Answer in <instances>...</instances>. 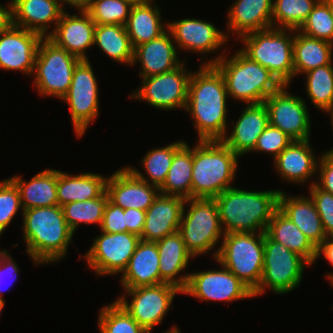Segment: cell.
Segmentation results:
<instances>
[{
    "label": "cell",
    "instance_id": "obj_18",
    "mask_svg": "<svg viewBox=\"0 0 333 333\" xmlns=\"http://www.w3.org/2000/svg\"><path fill=\"white\" fill-rule=\"evenodd\" d=\"M109 201L126 210L146 211L159 195V188L137 178L127 167L120 168L106 181Z\"/></svg>",
    "mask_w": 333,
    "mask_h": 333
},
{
    "label": "cell",
    "instance_id": "obj_55",
    "mask_svg": "<svg viewBox=\"0 0 333 333\" xmlns=\"http://www.w3.org/2000/svg\"><path fill=\"white\" fill-rule=\"evenodd\" d=\"M165 333H181L178 329V327H172V329H169V331H166Z\"/></svg>",
    "mask_w": 333,
    "mask_h": 333
},
{
    "label": "cell",
    "instance_id": "obj_12",
    "mask_svg": "<svg viewBox=\"0 0 333 333\" xmlns=\"http://www.w3.org/2000/svg\"><path fill=\"white\" fill-rule=\"evenodd\" d=\"M131 296L129 303L125 295L116 301L142 326L148 333L162 323L177 293H182L176 286L161 283L152 286L124 288ZM128 292V293H127Z\"/></svg>",
    "mask_w": 333,
    "mask_h": 333
},
{
    "label": "cell",
    "instance_id": "obj_45",
    "mask_svg": "<svg viewBox=\"0 0 333 333\" xmlns=\"http://www.w3.org/2000/svg\"><path fill=\"white\" fill-rule=\"evenodd\" d=\"M310 185V197L321 218L326 237L333 236V194L322 190L314 181Z\"/></svg>",
    "mask_w": 333,
    "mask_h": 333
},
{
    "label": "cell",
    "instance_id": "obj_37",
    "mask_svg": "<svg viewBox=\"0 0 333 333\" xmlns=\"http://www.w3.org/2000/svg\"><path fill=\"white\" fill-rule=\"evenodd\" d=\"M181 140L167 146L152 149L141 160V163L149 177H145L138 169L127 167L137 178L160 188L166 180L174 154L185 144ZM148 179V180H147ZM151 182V183H150Z\"/></svg>",
    "mask_w": 333,
    "mask_h": 333
},
{
    "label": "cell",
    "instance_id": "obj_23",
    "mask_svg": "<svg viewBox=\"0 0 333 333\" xmlns=\"http://www.w3.org/2000/svg\"><path fill=\"white\" fill-rule=\"evenodd\" d=\"M230 135L222 141L239 157L251 152L265 128L269 125L268 111L264 104H247L234 124Z\"/></svg>",
    "mask_w": 333,
    "mask_h": 333
},
{
    "label": "cell",
    "instance_id": "obj_46",
    "mask_svg": "<svg viewBox=\"0 0 333 333\" xmlns=\"http://www.w3.org/2000/svg\"><path fill=\"white\" fill-rule=\"evenodd\" d=\"M292 141L283 131L269 124L259 136L253 151L270 153L275 159Z\"/></svg>",
    "mask_w": 333,
    "mask_h": 333
},
{
    "label": "cell",
    "instance_id": "obj_11",
    "mask_svg": "<svg viewBox=\"0 0 333 333\" xmlns=\"http://www.w3.org/2000/svg\"><path fill=\"white\" fill-rule=\"evenodd\" d=\"M96 79L89 60H80L74 68L68 92L61 99L69 104L71 121L79 138L100 111Z\"/></svg>",
    "mask_w": 333,
    "mask_h": 333
},
{
    "label": "cell",
    "instance_id": "obj_54",
    "mask_svg": "<svg viewBox=\"0 0 333 333\" xmlns=\"http://www.w3.org/2000/svg\"><path fill=\"white\" fill-rule=\"evenodd\" d=\"M329 4V9L333 18V0H325Z\"/></svg>",
    "mask_w": 333,
    "mask_h": 333
},
{
    "label": "cell",
    "instance_id": "obj_10",
    "mask_svg": "<svg viewBox=\"0 0 333 333\" xmlns=\"http://www.w3.org/2000/svg\"><path fill=\"white\" fill-rule=\"evenodd\" d=\"M79 61V58L44 37L39 44L33 70L38 93L62 99L68 92Z\"/></svg>",
    "mask_w": 333,
    "mask_h": 333
},
{
    "label": "cell",
    "instance_id": "obj_33",
    "mask_svg": "<svg viewBox=\"0 0 333 333\" xmlns=\"http://www.w3.org/2000/svg\"><path fill=\"white\" fill-rule=\"evenodd\" d=\"M273 241L303 257L310 265L317 260V248L306 235L279 209L270 220L265 232Z\"/></svg>",
    "mask_w": 333,
    "mask_h": 333
},
{
    "label": "cell",
    "instance_id": "obj_15",
    "mask_svg": "<svg viewBox=\"0 0 333 333\" xmlns=\"http://www.w3.org/2000/svg\"><path fill=\"white\" fill-rule=\"evenodd\" d=\"M287 87L288 85H282L264 101L269 124L293 140H308L311 122L306 103L301 97L289 94Z\"/></svg>",
    "mask_w": 333,
    "mask_h": 333
},
{
    "label": "cell",
    "instance_id": "obj_6",
    "mask_svg": "<svg viewBox=\"0 0 333 333\" xmlns=\"http://www.w3.org/2000/svg\"><path fill=\"white\" fill-rule=\"evenodd\" d=\"M293 33L292 29L270 28L246 34L239 37L245 46L240 51L289 86L294 78Z\"/></svg>",
    "mask_w": 333,
    "mask_h": 333
},
{
    "label": "cell",
    "instance_id": "obj_17",
    "mask_svg": "<svg viewBox=\"0 0 333 333\" xmlns=\"http://www.w3.org/2000/svg\"><path fill=\"white\" fill-rule=\"evenodd\" d=\"M44 37L11 24L0 33V68L32 75L39 44Z\"/></svg>",
    "mask_w": 333,
    "mask_h": 333
},
{
    "label": "cell",
    "instance_id": "obj_3",
    "mask_svg": "<svg viewBox=\"0 0 333 333\" xmlns=\"http://www.w3.org/2000/svg\"><path fill=\"white\" fill-rule=\"evenodd\" d=\"M23 213V240L35 265L60 261L74 236L59 205L26 209Z\"/></svg>",
    "mask_w": 333,
    "mask_h": 333
},
{
    "label": "cell",
    "instance_id": "obj_49",
    "mask_svg": "<svg viewBox=\"0 0 333 333\" xmlns=\"http://www.w3.org/2000/svg\"><path fill=\"white\" fill-rule=\"evenodd\" d=\"M145 217L146 211L133 208L126 209L125 225L127 226V232L141 237L144 228Z\"/></svg>",
    "mask_w": 333,
    "mask_h": 333
},
{
    "label": "cell",
    "instance_id": "obj_30",
    "mask_svg": "<svg viewBox=\"0 0 333 333\" xmlns=\"http://www.w3.org/2000/svg\"><path fill=\"white\" fill-rule=\"evenodd\" d=\"M107 177L95 173L70 175L57 170L58 205L100 197L106 191Z\"/></svg>",
    "mask_w": 333,
    "mask_h": 333
},
{
    "label": "cell",
    "instance_id": "obj_35",
    "mask_svg": "<svg viewBox=\"0 0 333 333\" xmlns=\"http://www.w3.org/2000/svg\"><path fill=\"white\" fill-rule=\"evenodd\" d=\"M193 148L185 143L175 154L166 180L159 188L164 195L191 198Z\"/></svg>",
    "mask_w": 333,
    "mask_h": 333
},
{
    "label": "cell",
    "instance_id": "obj_38",
    "mask_svg": "<svg viewBox=\"0 0 333 333\" xmlns=\"http://www.w3.org/2000/svg\"><path fill=\"white\" fill-rule=\"evenodd\" d=\"M108 194L105 191L100 197L85 201L69 202L62 207L65 221L73 233L77 227L84 224L98 223L101 226L105 206L108 202Z\"/></svg>",
    "mask_w": 333,
    "mask_h": 333
},
{
    "label": "cell",
    "instance_id": "obj_26",
    "mask_svg": "<svg viewBox=\"0 0 333 333\" xmlns=\"http://www.w3.org/2000/svg\"><path fill=\"white\" fill-rule=\"evenodd\" d=\"M309 140L292 141L274 159L276 171L282 179L304 185L318 172V162Z\"/></svg>",
    "mask_w": 333,
    "mask_h": 333
},
{
    "label": "cell",
    "instance_id": "obj_57",
    "mask_svg": "<svg viewBox=\"0 0 333 333\" xmlns=\"http://www.w3.org/2000/svg\"><path fill=\"white\" fill-rule=\"evenodd\" d=\"M4 305H5V301L3 300V298L0 297V313H1V310H3Z\"/></svg>",
    "mask_w": 333,
    "mask_h": 333
},
{
    "label": "cell",
    "instance_id": "obj_44",
    "mask_svg": "<svg viewBox=\"0 0 333 333\" xmlns=\"http://www.w3.org/2000/svg\"><path fill=\"white\" fill-rule=\"evenodd\" d=\"M20 208L23 210L19 190L10 178H6L0 182V236Z\"/></svg>",
    "mask_w": 333,
    "mask_h": 333
},
{
    "label": "cell",
    "instance_id": "obj_28",
    "mask_svg": "<svg viewBox=\"0 0 333 333\" xmlns=\"http://www.w3.org/2000/svg\"><path fill=\"white\" fill-rule=\"evenodd\" d=\"M278 209L289 218L317 248L326 238L321 218L311 197L287 196L280 191Z\"/></svg>",
    "mask_w": 333,
    "mask_h": 333
},
{
    "label": "cell",
    "instance_id": "obj_24",
    "mask_svg": "<svg viewBox=\"0 0 333 333\" xmlns=\"http://www.w3.org/2000/svg\"><path fill=\"white\" fill-rule=\"evenodd\" d=\"M169 31L160 37L134 48V59L132 65L140 61L142 78L169 72L183 62L179 60L175 42Z\"/></svg>",
    "mask_w": 333,
    "mask_h": 333
},
{
    "label": "cell",
    "instance_id": "obj_34",
    "mask_svg": "<svg viewBox=\"0 0 333 333\" xmlns=\"http://www.w3.org/2000/svg\"><path fill=\"white\" fill-rule=\"evenodd\" d=\"M333 44L311 38L294 30L293 65L294 77L318 67L333 64Z\"/></svg>",
    "mask_w": 333,
    "mask_h": 333
},
{
    "label": "cell",
    "instance_id": "obj_13",
    "mask_svg": "<svg viewBox=\"0 0 333 333\" xmlns=\"http://www.w3.org/2000/svg\"><path fill=\"white\" fill-rule=\"evenodd\" d=\"M184 63L159 75L142 78V85L130 98L145 100L155 108L170 110L183 108L187 103L188 84L192 72L186 71Z\"/></svg>",
    "mask_w": 333,
    "mask_h": 333
},
{
    "label": "cell",
    "instance_id": "obj_20",
    "mask_svg": "<svg viewBox=\"0 0 333 333\" xmlns=\"http://www.w3.org/2000/svg\"><path fill=\"white\" fill-rule=\"evenodd\" d=\"M63 12L56 28L49 31L48 38L58 47L65 49L80 60H88L86 50L94 46L96 23L86 10H80V16Z\"/></svg>",
    "mask_w": 333,
    "mask_h": 333
},
{
    "label": "cell",
    "instance_id": "obj_2",
    "mask_svg": "<svg viewBox=\"0 0 333 333\" xmlns=\"http://www.w3.org/2000/svg\"><path fill=\"white\" fill-rule=\"evenodd\" d=\"M280 191L251 192L232 187L219 194L214 200L218 206L223 232H266L274 212L278 209Z\"/></svg>",
    "mask_w": 333,
    "mask_h": 333
},
{
    "label": "cell",
    "instance_id": "obj_48",
    "mask_svg": "<svg viewBox=\"0 0 333 333\" xmlns=\"http://www.w3.org/2000/svg\"><path fill=\"white\" fill-rule=\"evenodd\" d=\"M319 181L315 183L324 191L333 194V153L325 152L318 158ZM320 163V165H319Z\"/></svg>",
    "mask_w": 333,
    "mask_h": 333
},
{
    "label": "cell",
    "instance_id": "obj_40",
    "mask_svg": "<svg viewBox=\"0 0 333 333\" xmlns=\"http://www.w3.org/2000/svg\"><path fill=\"white\" fill-rule=\"evenodd\" d=\"M309 99L316 108L325 111L333 109V66L318 67L304 73Z\"/></svg>",
    "mask_w": 333,
    "mask_h": 333
},
{
    "label": "cell",
    "instance_id": "obj_47",
    "mask_svg": "<svg viewBox=\"0 0 333 333\" xmlns=\"http://www.w3.org/2000/svg\"><path fill=\"white\" fill-rule=\"evenodd\" d=\"M107 233L127 232L125 225V210L111 203L109 200L105 206L103 220L99 227Z\"/></svg>",
    "mask_w": 333,
    "mask_h": 333
},
{
    "label": "cell",
    "instance_id": "obj_21",
    "mask_svg": "<svg viewBox=\"0 0 333 333\" xmlns=\"http://www.w3.org/2000/svg\"><path fill=\"white\" fill-rule=\"evenodd\" d=\"M186 199L159 193L146 210L140 239L156 242L178 232Z\"/></svg>",
    "mask_w": 333,
    "mask_h": 333
},
{
    "label": "cell",
    "instance_id": "obj_36",
    "mask_svg": "<svg viewBox=\"0 0 333 333\" xmlns=\"http://www.w3.org/2000/svg\"><path fill=\"white\" fill-rule=\"evenodd\" d=\"M94 45L118 63H133L134 48L124 25L96 24Z\"/></svg>",
    "mask_w": 333,
    "mask_h": 333
},
{
    "label": "cell",
    "instance_id": "obj_14",
    "mask_svg": "<svg viewBox=\"0 0 333 333\" xmlns=\"http://www.w3.org/2000/svg\"><path fill=\"white\" fill-rule=\"evenodd\" d=\"M101 233L87 251L86 262L99 276L121 274L141 239L129 232Z\"/></svg>",
    "mask_w": 333,
    "mask_h": 333
},
{
    "label": "cell",
    "instance_id": "obj_31",
    "mask_svg": "<svg viewBox=\"0 0 333 333\" xmlns=\"http://www.w3.org/2000/svg\"><path fill=\"white\" fill-rule=\"evenodd\" d=\"M10 179L19 190L23 210L58 205L57 170L46 169L37 173L29 182L18 175Z\"/></svg>",
    "mask_w": 333,
    "mask_h": 333
},
{
    "label": "cell",
    "instance_id": "obj_56",
    "mask_svg": "<svg viewBox=\"0 0 333 333\" xmlns=\"http://www.w3.org/2000/svg\"><path fill=\"white\" fill-rule=\"evenodd\" d=\"M327 112H329L328 114H330V116H331V123H332L331 126H332V129H333V109L329 110ZM328 151L333 153V148L331 150H328Z\"/></svg>",
    "mask_w": 333,
    "mask_h": 333
},
{
    "label": "cell",
    "instance_id": "obj_53",
    "mask_svg": "<svg viewBox=\"0 0 333 333\" xmlns=\"http://www.w3.org/2000/svg\"><path fill=\"white\" fill-rule=\"evenodd\" d=\"M93 0H59L62 7H64L65 4H69L73 8L76 7L80 10H87L89 6L91 5Z\"/></svg>",
    "mask_w": 333,
    "mask_h": 333
},
{
    "label": "cell",
    "instance_id": "obj_51",
    "mask_svg": "<svg viewBox=\"0 0 333 333\" xmlns=\"http://www.w3.org/2000/svg\"><path fill=\"white\" fill-rule=\"evenodd\" d=\"M320 255H323V258L333 266V236L326 237L317 247V259ZM326 277L328 280L330 279V282L333 285V273L327 274Z\"/></svg>",
    "mask_w": 333,
    "mask_h": 333
},
{
    "label": "cell",
    "instance_id": "obj_42",
    "mask_svg": "<svg viewBox=\"0 0 333 333\" xmlns=\"http://www.w3.org/2000/svg\"><path fill=\"white\" fill-rule=\"evenodd\" d=\"M132 0H93L86 10L96 24L126 25Z\"/></svg>",
    "mask_w": 333,
    "mask_h": 333
},
{
    "label": "cell",
    "instance_id": "obj_29",
    "mask_svg": "<svg viewBox=\"0 0 333 333\" xmlns=\"http://www.w3.org/2000/svg\"><path fill=\"white\" fill-rule=\"evenodd\" d=\"M122 274L121 284L124 288L160 284L159 254L156 242L140 240Z\"/></svg>",
    "mask_w": 333,
    "mask_h": 333
},
{
    "label": "cell",
    "instance_id": "obj_8",
    "mask_svg": "<svg viewBox=\"0 0 333 333\" xmlns=\"http://www.w3.org/2000/svg\"><path fill=\"white\" fill-rule=\"evenodd\" d=\"M185 203H188L189 209L185 214L184 204L178 232L187 250L195 257L215 248L225 233L214 199L190 198L186 199Z\"/></svg>",
    "mask_w": 333,
    "mask_h": 333
},
{
    "label": "cell",
    "instance_id": "obj_7",
    "mask_svg": "<svg viewBox=\"0 0 333 333\" xmlns=\"http://www.w3.org/2000/svg\"><path fill=\"white\" fill-rule=\"evenodd\" d=\"M213 256L252 291L260 284L264 260V233H227Z\"/></svg>",
    "mask_w": 333,
    "mask_h": 333
},
{
    "label": "cell",
    "instance_id": "obj_32",
    "mask_svg": "<svg viewBox=\"0 0 333 333\" xmlns=\"http://www.w3.org/2000/svg\"><path fill=\"white\" fill-rule=\"evenodd\" d=\"M150 2L134 3L125 25L132 47L160 37L168 29L161 22L160 8Z\"/></svg>",
    "mask_w": 333,
    "mask_h": 333
},
{
    "label": "cell",
    "instance_id": "obj_4",
    "mask_svg": "<svg viewBox=\"0 0 333 333\" xmlns=\"http://www.w3.org/2000/svg\"><path fill=\"white\" fill-rule=\"evenodd\" d=\"M238 158L222 140H198L193 147L191 198L214 199L232 188Z\"/></svg>",
    "mask_w": 333,
    "mask_h": 333
},
{
    "label": "cell",
    "instance_id": "obj_9",
    "mask_svg": "<svg viewBox=\"0 0 333 333\" xmlns=\"http://www.w3.org/2000/svg\"><path fill=\"white\" fill-rule=\"evenodd\" d=\"M305 265L310 264L299 254L273 241L264 232V260L262 278L253 296L261 295L266 287L277 294H287L301 283Z\"/></svg>",
    "mask_w": 333,
    "mask_h": 333
},
{
    "label": "cell",
    "instance_id": "obj_52",
    "mask_svg": "<svg viewBox=\"0 0 333 333\" xmlns=\"http://www.w3.org/2000/svg\"><path fill=\"white\" fill-rule=\"evenodd\" d=\"M8 7L0 5V33L12 24V5L8 2Z\"/></svg>",
    "mask_w": 333,
    "mask_h": 333
},
{
    "label": "cell",
    "instance_id": "obj_5",
    "mask_svg": "<svg viewBox=\"0 0 333 333\" xmlns=\"http://www.w3.org/2000/svg\"><path fill=\"white\" fill-rule=\"evenodd\" d=\"M222 53L202 65H215L222 73L228 96L246 104L262 103L282 84L265 67L252 61L240 50L231 58Z\"/></svg>",
    "mask_w": 333,
    "mask_h": 333
},
{
    "label": "cell",
    "instance_id": "obj_43",
    "mask_svg": "<svg viewBox=\"0 0 333 333\" xmlns=\"http://www.w3.org/2000/svg\"><path fill=\"white\" fill-rule=\"evenodd\" d=\"M298 31L333 44V18L329 4L325 0H319Z\"/></svg>",
    "mask_w": 333,
    "mask_h": 333
},
{
    "label": "cell",
    "instance_id": "obj_50",
    "mask_svg": "<svg viewBox=\"0 0 333 333\" xmlns=\"http://www.w3.org/2000/svg\"><path fill=\"white\" fill-rule=\"evenodd\" d=\"M19 267L17 266V264L15 263L14 259H12L11 255H9V253L6 250H2L0 251V297L2 298V291L5 290V288L3 289L2 287H4V285L2 284L3 279L5 276L8 277L10 276L11 279L13 280L14 276L17 277L18 273H19ZM6 286V285H5ZM9 287H7V291L8 288H10L11 286L8 285Z\"/></svg>",
    "mask_w": 333,
    "mask_h": 333
},
{
    "label": "cell",
    "instance_id": "obj_27",
    "mask_svg": "<svg viewBox=\"0 0 333 333\" xmlns=\"http://www.w3.org/2000/svg\"><path fill=\"white\" fill-rule=\"evenodd\" d=\"M273 0H236L228 10V30L242 37L273 28Z\"/></svg>",
    "mask_w": 333,
    "mask_h": 333
},
{
    "label": "cell",
    "instance_id": "obj_58",
    "mask_svg": "<svg viewBox=\"0 0 333 333\" xmlns=\"http://www.w3.org/2000/svg\"><path fill=\"white\" fill-rule=\"evenodd\" d=\"M134 3H139V2H150L154 0H132Z\"/></svg>",
    "mask_w": 333,
    "mask_h": 333
},
{
    "label": "cell",
    "instance_id": "obj_22",
    "mask_svg": "<svg viewBox=\"0 0 333 333\" xmlns=\"http://www.w3.org/2000/svg\"><path fill=\"white\" fill-rule=\"evenodd\" d=\"M12 24L48 37L53 23L55 30L65 9L59 0H12Z\"/></svg>",
    "mask_w": 333,
    "mask_h": 333
},
{
    "label": "cell",
    "instance_id": "obj_41",
    "mask_svg": "<svg viewBox=\"0 0 333 333\" xmlns=\"http://www.w3.org/2000/svg\"><path fill=\"white\" fill-rule=\"evenodd\" d=\"M100 309L98 325L101 333H148L117 301Z\"/></svg>",
    "mask_w": 333,
    "mask_h": 333
},
{
    "label": "cell",
    "instance_id": "obj_39",
    "mask_svg": "<svg viewBox=\"0 0 333 333\" xmlns=\"http://www.w3.org/2000/svg\"><path fill=\"white\" fill-rule=\"evenodd\" d=\"M318 1L274 0L272 10L273 28L298 30Z\"/></svg>",
    "mask_w": 333,
    "mask_h": 333
},
{
    "label": "cell",
    "instance_id": "obj_16",
    "mask_svg": "<svg viewBox=\"0 0 333 333\" xmlns=\"http://www.w3.org/2000/svg\"><path fill=\"white\" fill-rule=\"evenodd\" d=\"M220 270H208L189 274L186 288L182 294H188L201 301H223L253 298V291L222 266Z\"/></svg>",
    "mask_w": 333,
    "mask_h": 333
},
{
    "label": "cell",
    "instance_id": "obj_19",
    "mask_svg": "<svg viewBox=\"0 0 333 333\" xmlns=\"http://www.w3.org/2000/svg\"><path fill=\"white\" fill-rule=\"evenodd\" d=\"M167 26L177 48L187 49L186 51L210 54L223 48L224 43L229 40V33L219 31L212 23L202 19L184 18L167 22Z\"/></svg>",
    "mask_w": 333,
    "mask_h": 333
},
{
    "label": "cell",
    "instance_id": "obj_1",
    "mask_svg": "<svg viewBox=\"0 0 333 333\" xmlns=\"http://www.w3.org/2000/svg\"><path fill=\"white\" fill-rule=\"evenodd\" d=\"M227 97L225 79L215 65H201L192 72L185 111L195 122L198 140H222L228 134Z\"/></svg>",
    "mask_w": 333,
    "mask_h": 333
},
{
    "label": "cell",
    "instance_id": "obj_25",
    "mask_svg": "<svg viewBox=\"0 0 333 333\" xmlns=\"http://www.w3.org/2000/svg\"><path fill=\"white\" fill-rule=\"evenodd\" d=\"M159 254L160 284L168 283L183 291L189 274L178 275L187 269L189 259L194 258L187 250L179 232L165 236L156 241ZM179 276V277H177Z\"/></svg>",
    "mask_w": 333,
    "mask_h": 333
}]
</instances>
